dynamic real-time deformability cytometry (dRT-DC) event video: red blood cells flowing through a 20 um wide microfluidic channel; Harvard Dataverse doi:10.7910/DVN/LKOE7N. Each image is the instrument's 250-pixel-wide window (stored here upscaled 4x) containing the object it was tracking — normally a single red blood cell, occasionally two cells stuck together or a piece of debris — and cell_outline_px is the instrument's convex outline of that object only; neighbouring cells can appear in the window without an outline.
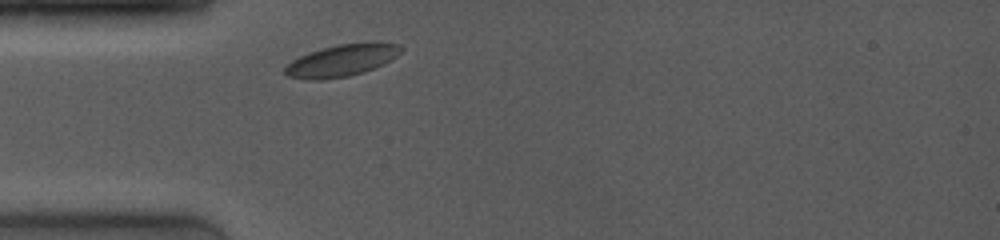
{"species": "common noctule bat (a hibernating species)", "species_latin": "Nyctalus noctula", "temperature_condition": "room temperature", "stored_images_in_passage": 1, "camera_frame_rate_fps": 4000, "um_per_image_px": 0.085, "animal": {"sex": "female", "body_mass_g": 19.0, "forearm_length_mm": 53.3}, "frame": {"image": 1, "passage_image": 1, "time_ms": 0.0, "image_size_px": [1000, 240], "cell_outline_px": [[404, 48], [396, 56], [384, 64], [364, 72], [348, 76], [324, 80], [304, 80], [288, 76], [284, 72], [284, 68], [292, 60], [300, 56], [324, 48], [340, 44], [372, 40], [376, 40], [400, 44]], "centroid_in_image_um": [29.11, 5.12], "position_along_channel_um": 55.9, "area_um2": 21.96}}